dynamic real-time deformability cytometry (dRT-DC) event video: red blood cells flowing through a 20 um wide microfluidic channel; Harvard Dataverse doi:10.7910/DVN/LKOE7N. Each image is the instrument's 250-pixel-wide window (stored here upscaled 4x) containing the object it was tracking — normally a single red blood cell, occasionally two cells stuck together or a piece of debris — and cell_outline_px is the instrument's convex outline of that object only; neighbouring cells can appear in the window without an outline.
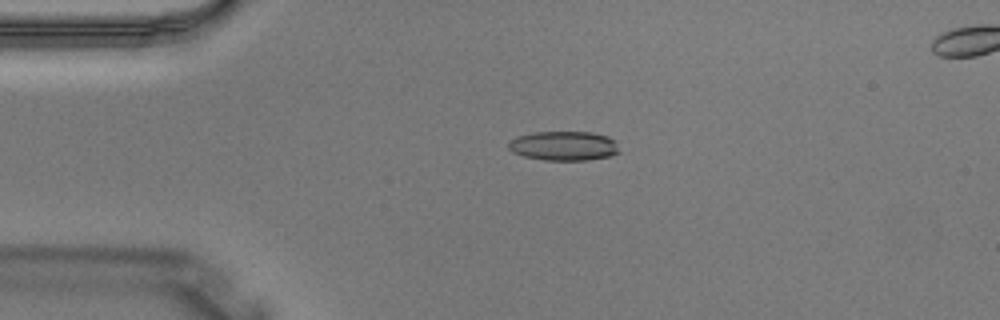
{"species": "Egyptian fruit bat (a non-hibernating species)", "species_latin": "Rousettus aegyptiacus", "temperature_condition": "warm", "stored_images_in_passage": 2, "camera_frame_rate_fps": 3000, "um_per_image_px": 0.085, "animal": {"sex": "male"}, "frame": {"image": 1, "passage_image": 1, "time_ms": 0.0, "image_size_px": [1000, 320], "cell_outline_px": [[620, 152], [608, 156], [588, 160], [544, 160], [524, 156], [512, 152], [508, 148], [508, 144], [516, 136], [532, 132], [592, 132], [608, 136], [616, 140]], "centroid_in_image_um": [47.94, 12.39], "position_along_channel_um": 37.1, "area_um2": 19.07}}